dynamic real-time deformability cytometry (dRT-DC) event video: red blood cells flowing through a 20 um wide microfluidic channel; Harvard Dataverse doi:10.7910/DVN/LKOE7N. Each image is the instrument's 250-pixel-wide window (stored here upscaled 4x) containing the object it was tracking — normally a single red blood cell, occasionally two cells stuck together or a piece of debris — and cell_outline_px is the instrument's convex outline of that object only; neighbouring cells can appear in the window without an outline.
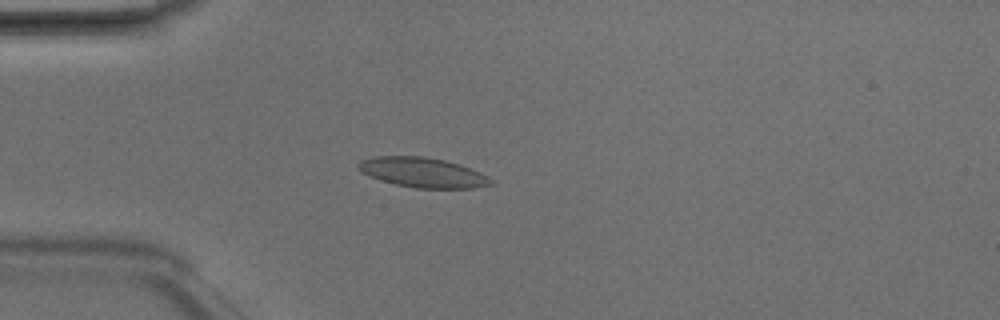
{"species": "Egyptian fruit bat (a non-hibernating species)", "species_latin": "Rousettus aegyptiacus", "temperature_condition": "room temperature", "stored_images_in_passage": 3, "camera_frame_rate_fps": 3000, "um_per_image_px": 0.085, "animal": {"sex": "male"}, "frame": {"image": 1, "passage_image": 3, "time_ms": 0.667, "image_size_px": [1000, 320], "cell_outline_px": [[492, 184], [476, 188], [416, 188], [396, 184], [360, 172], [356, 168], [356, 164], [360, 160], [376, 156], [424, 156], [444, 160], [460, 164], [480, 172], [488, 176], [492, 180]], "centroid_in_image_um": [35.93, 14.65], "position_along_channel_um": 49.1, "area_um2": 23.0}}